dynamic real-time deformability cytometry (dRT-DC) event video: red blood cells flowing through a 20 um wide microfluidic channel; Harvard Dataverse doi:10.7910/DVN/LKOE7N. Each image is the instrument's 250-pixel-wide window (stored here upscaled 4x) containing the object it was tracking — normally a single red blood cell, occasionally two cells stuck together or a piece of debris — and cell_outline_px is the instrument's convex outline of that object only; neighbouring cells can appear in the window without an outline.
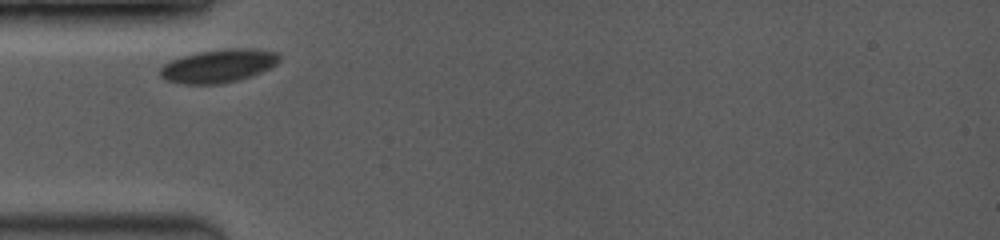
{"species": "common noctule bat (a hibernating species)", "species_latin": "Nyctalus noctula", "temperature_condition": "room temperature", "stored_images_in_passage": 4, "camera_frame_rate_fps": 3500, "um_per_image_px": 0.085, "animal": {"sex": "female", "body_mass_g": 19.0, "forearm_length_mm": 53.3}, "frame": {"image": 1, "passage_image": 1, "time_ms": 0.0, "image_size_px": [1000, 240], "cell_outline_px": [[280, 60], [276, 64], [260, 72], [236, 80], [220, 84], [184, 84], [164, 80], [160, 76], [160, 68], [164, 64], [172, 60], [196, 52], [232, 48], [260, 48], [276, 52], [280, 56]], "centroid_in_image_um": [18.56, 5.59], "position_along_channel_um": 66.4, "area_um2": 23.0}}
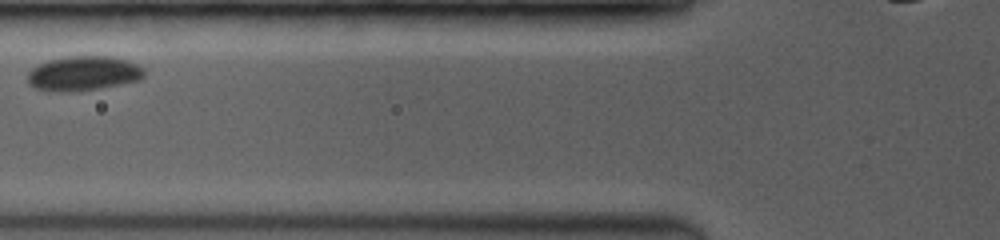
{"frame": {"image": 2, "passage_image": 3, "time_ms": 1.429, "image_size_px": [1000, 240], "cell_outline_px": [[144, 76], [140, 80], [100, 88], [72, 92], [48, 92], [36, 88], [28, 84], [28, 72], [32, 68], [48, 60], [64, 56], [112, 56], [136, 64], [144, 68]], "centroid_in_image_um": [7.06, 6.25], "position_along_channel_um": 118.7, "area_um2": 23.7}}